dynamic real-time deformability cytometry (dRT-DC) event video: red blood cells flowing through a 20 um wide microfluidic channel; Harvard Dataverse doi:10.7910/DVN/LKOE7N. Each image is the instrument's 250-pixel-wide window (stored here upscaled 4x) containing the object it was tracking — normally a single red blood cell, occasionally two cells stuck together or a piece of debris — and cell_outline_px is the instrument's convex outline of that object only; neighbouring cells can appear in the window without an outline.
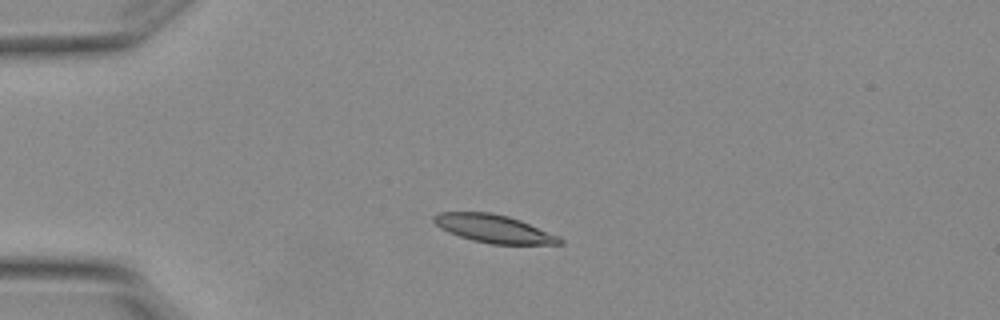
{"species": "Egyptian fruit bat (a non-hibernating species)", "species_latin": "Rousettus aegyptiacus", "temperature_condition": "warm", "stored_images_in_passage": 5, "camera_frame_rate_fps": 3000, "um_per_image_px": 0.085, "animal": {"sex": "female"}, "frame": {"image": 1, "passage_image": 2, "time_ms": 0.333, "image_size_px": [1000, 320], "cell_outline_px": [[564, 244], [488, 244], [472, 240], [448, 232], [440, 228], [432, 220], [432, 216], [440, 212], [492, 212], [508, 216], [520, 220], [560, 236], [564, 240]], "centroid_in_image_um": [41.98, 19.44], "position_along_channel_um": 43.0, "area_um2": 20.69}}
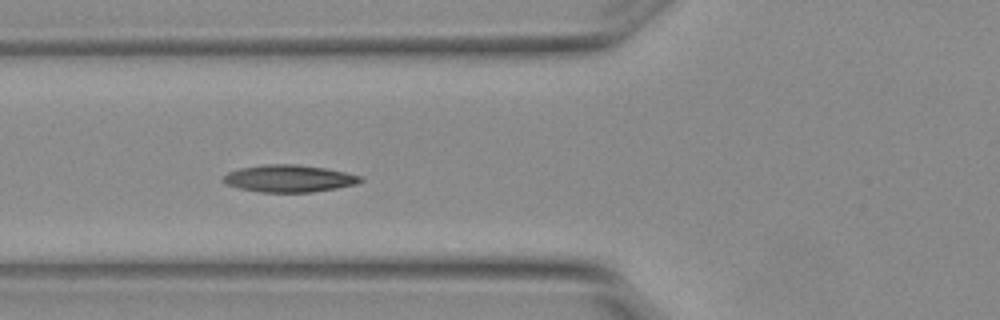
{"frame": {"image": 2, "passage_image": 4, "time_ms": 1.0, "image_size_px": [1000, 320], "cell_outline_px": [[364, 180], [356, 184], [336, 188], [312, 192], [260, 192], [240, 188], [224, 184], [224, 176], [228, 172], [240, 168], [264, 164], [296, 164], [324, 168], [344, 172], [360, 176]], "centroid_in_image_um": [24.55, 15.17], "position_along_channel_um": 101.2, "area_um2": 21.56}}
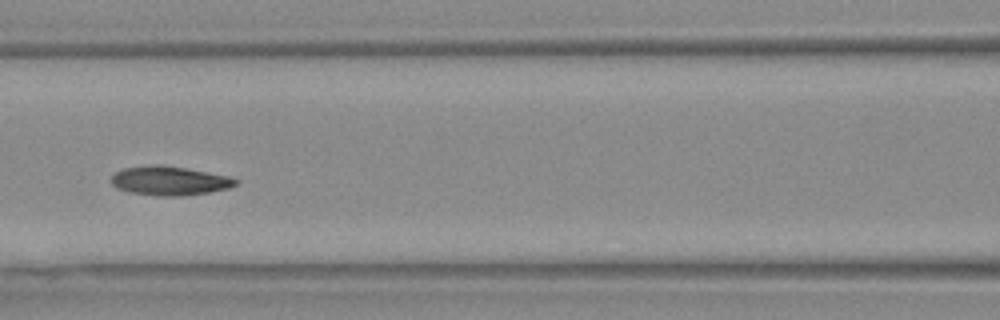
{"frame": {"image": 3, "passage_image": 5, "time_ms": 1.333, "image_size_px": [1000, 320], "cell_outline_px": [[240, 180], [236, 184], [228, 188], [208, 192], [180, 196], [156, 196], [128, 192], [116, 188], [112, 184], [112, 176], [116, 172], [124, 168], [152, 164], [160, 164], [184, 168], [228, 176]], "centroid_in_image_um": [14.38, 15.37], "position_along_channel_um": 152.2, "area_um2": 20.98}}